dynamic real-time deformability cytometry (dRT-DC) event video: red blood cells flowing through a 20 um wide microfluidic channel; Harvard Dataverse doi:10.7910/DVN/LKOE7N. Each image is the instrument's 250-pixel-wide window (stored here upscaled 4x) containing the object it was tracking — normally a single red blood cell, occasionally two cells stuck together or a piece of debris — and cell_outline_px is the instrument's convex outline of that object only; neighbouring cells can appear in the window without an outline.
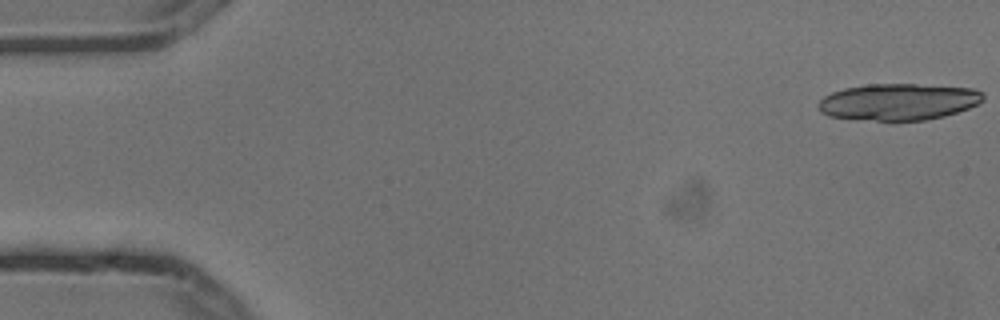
{"species": "common noctule bat (a hibernating species)", "species_latin": "Nyctalus noctula", "temperature_condition": "cold", "stored_images_in_passage": 4, "camera_frame_rate_fps": 3000, "um_per_image_px": 0.085, "animal": {"sex": "male", "body_mass_g": 13.3}, "frame": {"image": 1, "passage_image": 1, "time_ms": 0.0, "image_size_px": [1000, 320], "cell_outline_px": [[984, 100], [968, 108], [944, 116], [924, 120], [876, 120], [828, 116], [820, 112], [816, 104], [824, 96], [832, 92], [844, 88], [868, 84], [916, 84], [972, 88], [984, 92]], "centroid_in_image_um": [76.36, 8.64], "position_along_channel_um": 8.6, "area_um2": 35.08}}